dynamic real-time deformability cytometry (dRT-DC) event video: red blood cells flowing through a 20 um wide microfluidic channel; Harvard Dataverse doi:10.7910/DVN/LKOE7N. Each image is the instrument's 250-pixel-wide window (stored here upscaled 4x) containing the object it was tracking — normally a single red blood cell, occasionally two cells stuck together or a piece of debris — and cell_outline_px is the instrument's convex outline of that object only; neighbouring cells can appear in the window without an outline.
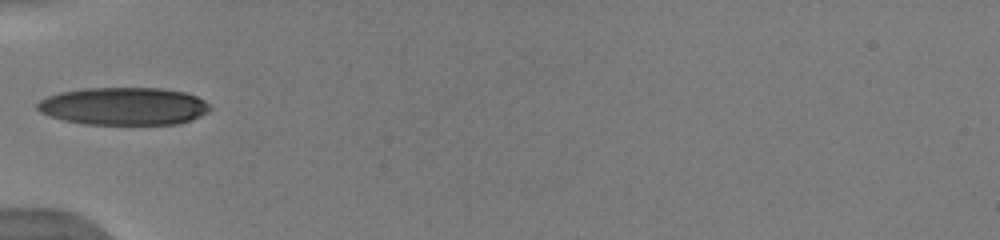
{"species": "human", "species_latin": "Homo sapiens", "temperature_condition": "warm", "stored_images_in_passage": 34, "camera_frame_rate_fps": 3000, "um_per_image_px": 0.085, "donor": {"sex": "male"}, "frame": {"image": 1, "passage_image": 1, "time_ms": 0.0, "image_size_px": [1000, 240], "cell_outline_px": [[212, 108], [208, 112], [192, 120], [180, 124], [84, 124], [64, 120], [48, 116], [40, 112], [36, 108], [36, 104], [40, 100], [48, 96], [60, 92], [84, 88], [160, 88], [184, 92], [196, 96], [212, 104]], "centroid_in_image_um": [10.54, 9.03], "position_along_channel_um": 74.5, "area_um2": 38.21}}
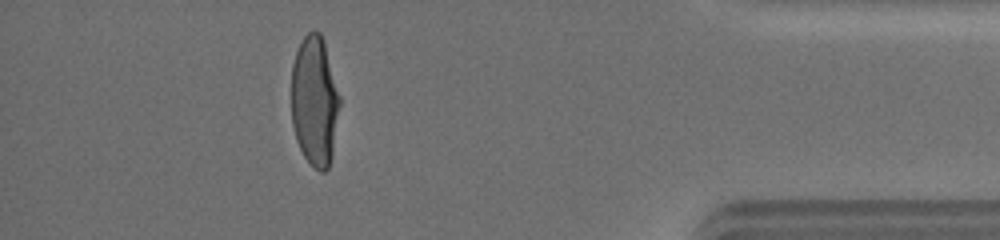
{"frame": {"image": 2, "passage_image": 29, "time_ms": 9.333, "image_size_px": [1000, 240], "cell_outline_px": [[340, 104], [332, 156], [328, 168], [324, 172], [320, 172], [304, 156], [296, 140], [292, 124], [292, 64], [296, 52], [304, 36], [308, 32], [320, 32], [324, 40], [340, 96]], "centroid_in_image_um": [26.75, 8.59], "position_along_channel_um": 408.5, "area_um2": 36.53}, "authors_computed_cell_mechanics": {"area_um2": 37.9168, "velocity_mm_per_s": 3.9647, "shape_relaxation_time_tau1_ms": 4.0319, "shape_relaxation_time_tau2_ms": null, "deformation_change_tau1": 0.2131, "deformation_change_tau2": null}}